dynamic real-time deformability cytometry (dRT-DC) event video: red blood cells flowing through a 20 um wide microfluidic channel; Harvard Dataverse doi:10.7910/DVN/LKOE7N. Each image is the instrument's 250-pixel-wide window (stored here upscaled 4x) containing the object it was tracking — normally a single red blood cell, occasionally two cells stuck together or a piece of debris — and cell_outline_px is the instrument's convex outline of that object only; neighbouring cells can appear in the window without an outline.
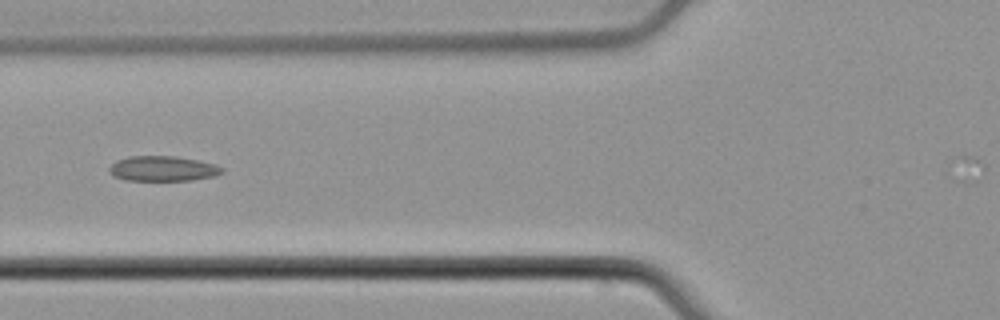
{"species": "common noctule bat (a hibernating species)", "species_latin": "Nyctalus noctula", "temperature_condition": "cold", "stored_images_in_passage": 34, "camera_frame_rate_fps": 3000, "um_per_image_px": 0.085, "animal": {"sex": "male", "body_mass_g": 21.5, "forearm_length_mm": 52.0}, "frame": {"image": 1, "passage_image": 6, "time_ms": 1.667, "image_size_px": [1000, 320], "cell_outline_px": [[224, 172], [216, 176], [192, 180], [124, 180], [112, 176], [108, 168], [116, 160], [128, 156], [176, 156], [196, 160], [212, 164], [224, 168]], "centroid_in_image_um": [13.81, 14.33], "position_along_channel_um": 112.0, "area_um2": 16.53}}
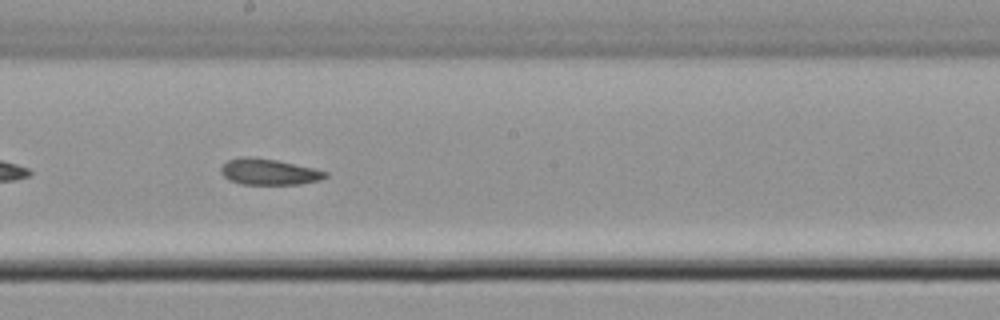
{"frame": {"image": 2, "passage_image": 15, "time_ms": 4.667, "image_size_px": [1000, 320], "cell_outline_px": [[328, 176], [320, 180], [300, 184], [240, 184], [228, 180], [220, 172], [220, 168], [228, 160], [240, 156], [248, 156], [276, 160], [312, 168], [328, 172]], "centroid_in_image_um": [22.82, 14.61], "position_along_channel_um": 225.4, "area_um2": 15.84}}
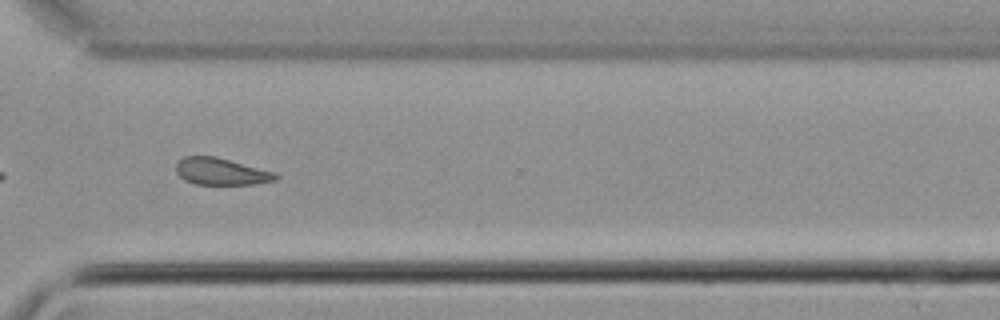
{"frame": {"image": 3, "passage_image": 25, "time_ms": 8.0, "image_size_px": [1000, 320], "cell_outline_px": [[280, 176], [276, 180], [256, 184], [196, 184], [184, 180], [176, 172], [176, 164], [184, 156], [212, 156], [276, 172]], "centroid_in_image_um": [18.81, 14.59], "position_along_channel_um": 351.8, "area_um2": 15.49}}